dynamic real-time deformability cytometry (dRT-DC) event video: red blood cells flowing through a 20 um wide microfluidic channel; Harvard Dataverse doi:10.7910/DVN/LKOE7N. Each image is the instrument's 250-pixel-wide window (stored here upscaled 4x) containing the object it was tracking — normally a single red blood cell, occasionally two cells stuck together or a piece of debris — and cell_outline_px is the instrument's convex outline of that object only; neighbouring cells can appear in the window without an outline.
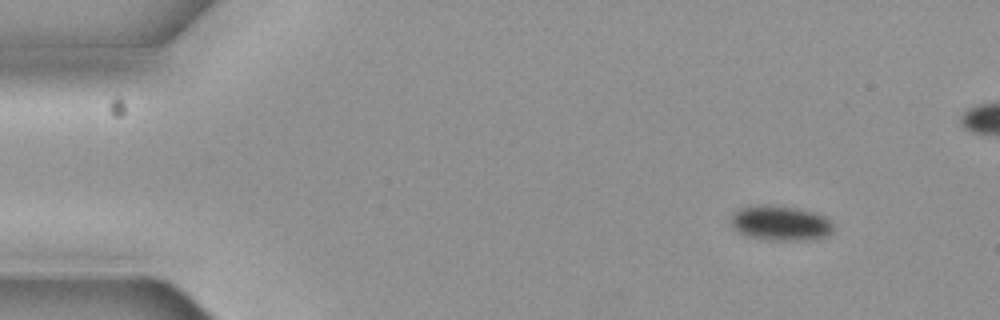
{"species": "common noctule bat (a hibernating species)", "species_latin": "Nyctalus noctula", "temperature_condition": "cold", "stored_images_in_passage": 7, "camera_frame_rate_fps": 3000, "um_per_image_px": 0.085, "animal": {"sex": "female", "body_mass_g": 19.3, "forearm_length_mm": 54.1}, "frame": {"image": 1, "passage_image": 1, "time_ms": 0.0, "image_size_px": [1000, 320], "cell_outline_px": [[832, 228], [824, 236], [804, 240], [768, 240], [748, 236], [740, 232], [732, 224], [732, 216], [740, 208], [748, 204], [768, 204], [796, 208], [816, 212], [824, 216], [832, 224]], "centroid_in_image_um": [66.3, 18.93], "position_along_channel_um": 18.7, "area_um2": 20.58}}
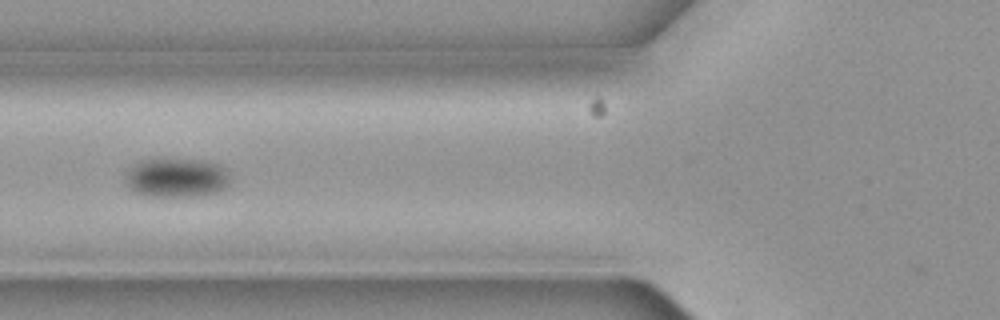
{"frame": {"image": 2, "passage_image": 5, "time_ms": 1.333, "image_size_px": [1000, 320], "cell_outline_px": [[228, 184], [220, 192], [204, 196], [144, 196], [128, 188], [124, 184], [124, 172], [132, 164], [140, 160], [156, 156], [160, 156], [196, 160], [216, 164], [224, 168], [228, 176]], "centroid_in_image_um": [14.88, 15.08], "position_along_channel_um": 110.9, "area_um2": 24.91}}
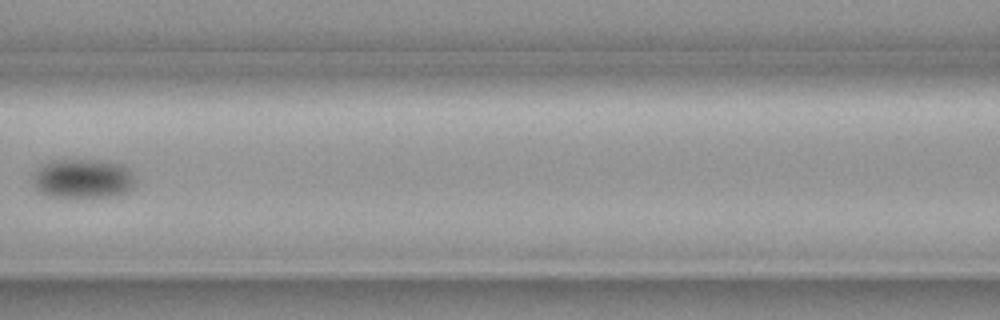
{"frame": {"image": 3, "passage_image": 6, "time_ms": 1.667, "image_size_px": [1000, 320], "cell_outline_px": [[136, 184], [128, 192], [116, 196], [76, 200], [44, 196], [36, 188], [32, 180], [32, 172], [36, 168], [48, 160], [104, 160], [124, 164], [136, 176]], "centroid_in_image_um": [7.05, 15.22], "position_along_channel_um": 159.6, "area_um2": 25.09}}